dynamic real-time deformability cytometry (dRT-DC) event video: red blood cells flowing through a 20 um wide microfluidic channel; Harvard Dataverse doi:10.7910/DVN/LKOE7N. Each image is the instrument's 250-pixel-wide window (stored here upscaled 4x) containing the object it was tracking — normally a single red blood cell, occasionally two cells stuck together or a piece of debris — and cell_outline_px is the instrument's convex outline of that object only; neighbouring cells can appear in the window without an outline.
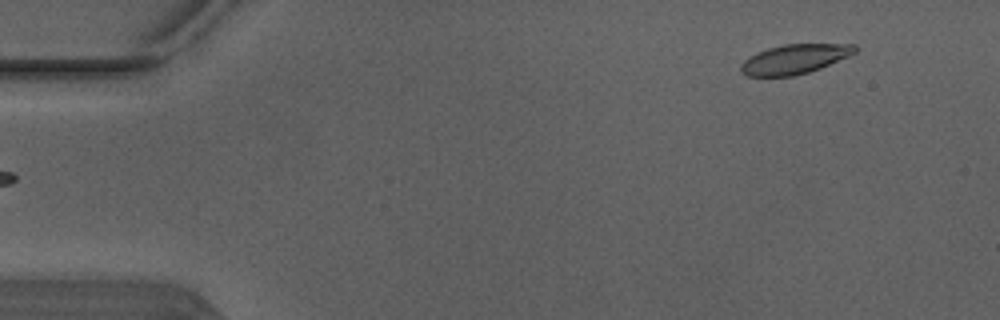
{"species": "Egyptian fruit bat (a non-hibernating species)", "species_latin": "Rousettus aegyptiacus", "temperature_condition": "warm", "stored_images_in_passage": 5, "camera_frame_rate_fps": 3000, "um_per_image_px": 0.085, "animal": {"sex": "male"}, "frame": {"image": 1, "passage_image": 5, "time_ms": 1.333, "image_size_px": [1000, 320], "cell_outline_px": [[856, 52], [848, 56], [820, 68], [808, 72], [792, 76], [748, 76], [740, 72], [740, 64], [748, 56], [756, 52], [768, 48], [784, 44], [856, 44]], "centroid_in_image_um": [67.49, 5.02], "position_along_channel_um": 17.5, "area_um2": 19.59}}